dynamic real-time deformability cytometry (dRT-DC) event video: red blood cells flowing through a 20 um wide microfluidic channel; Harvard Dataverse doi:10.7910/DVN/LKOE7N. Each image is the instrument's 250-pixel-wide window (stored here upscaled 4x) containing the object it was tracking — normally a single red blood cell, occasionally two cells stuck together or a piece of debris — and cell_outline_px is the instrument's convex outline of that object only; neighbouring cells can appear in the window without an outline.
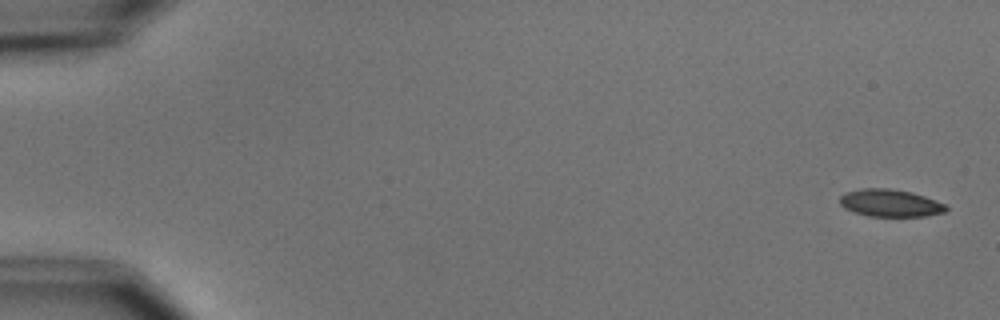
{"species": "common noctule bat (a hibernating species)", "species_latin": "Nyctalus noctula", "temperature_condition": "cold", "stored_images_in_passage": 6, "camera_frame_rate_fps": 3000, "um_per_image_px": 0.085, "animal": {"sex": "male", "body_mass_g": 15.6}, "frame": {"image": 1, "passage_image": 1, "time_ms": 0.0, "image_size_px": [1000, 320], "cell_outline_px": [[948, 208], [944, 212], [928, 216], [868, 216], [852, 212], [844, 208], [840, 204], [840, 196], [844, 192], [860, 188], [888, 188], [912, 192], [924, 196], [944, 204]], "centroid_in_image_um": [75.62, 17.25], "position_along_channel_um": 9.4, "area_um2": 17.05}}
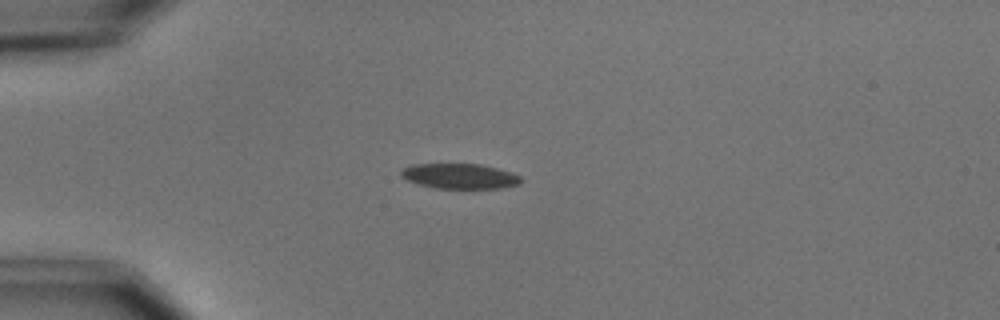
{"frame": {"image": 2, "passage_image": 4, "time_ms": 4.333, "image_size_px": [1000, 320], "cell_outline_px": [[520, 184], [500, 188], [432, 188], [416, 184], [400, 176], [400, 172], [404, 168], [412, 164], [480, 164], [496, 168], [520, 176]], "centroid_in_image_um": [39.02, 14.98], "position_along_channel_um": 46.0, "area_um2": 17.46}}
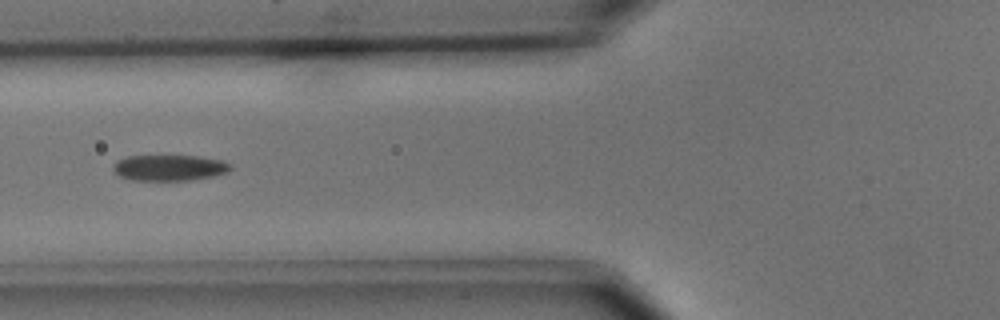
{"frame": {"image": 3, "passage_image": 6, "time_ms": 6.667, "image_size_px": [1000, 320], "cell_outline_px": [[232, 168], [228, 172], [212, 176], [188, 180], [132, 180], [120, 176], [112, 172], [112, 164], [116, 160], [128, 156], [200, 156], [224, 160], [232, 164]], "centroid_in_image_um": [14.38, 14.25], "position_along_channel_um": 111.4, "area_um2": 17.92}}